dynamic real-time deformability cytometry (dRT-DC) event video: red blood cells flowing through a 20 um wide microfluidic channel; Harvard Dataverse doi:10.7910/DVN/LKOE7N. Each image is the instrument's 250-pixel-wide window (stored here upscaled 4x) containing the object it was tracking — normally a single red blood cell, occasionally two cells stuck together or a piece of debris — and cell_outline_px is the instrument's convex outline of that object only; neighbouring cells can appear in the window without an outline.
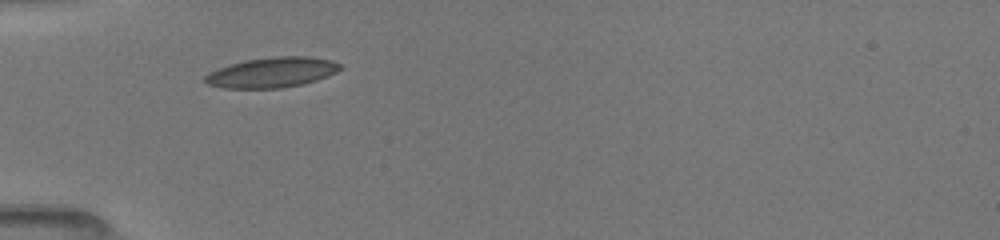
{"species": "common noctule bat (a hibernating species)", "species_latin": "Nyctalus noctula", "temperature_condition": "room temperature", "stored_images_in_passage": 32, "camera_frame_rate_fps": 3000, "um_per_image_px": 0.085, "animal": {"sex": "female", "body_mass_g": 19.5, "forearm_length_mm": 54.1}, "frame": {"image": 1, "passage_image": 1, "time_ms": 0.0, "image_size_px": [1000, 240], "cell_outline_px": [[340, 68], [336, 72], [328, 76], [304, 84], [280, 88], [224, 88], [208, 84], [204, 80], [204, 76], [208, 72], [244, 60], [276, 56], [308, 56], [332, 60], [340, 64]], "centroid_in_image_um": [23.12, 6.15], "position_along_channel_um": 61.9, "area_um2": 23.7}}
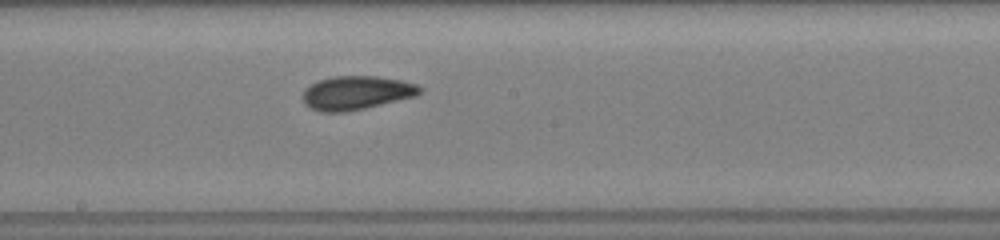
{"frame": {"image": 2, "passage_image": 13, "time_ms": 4.0, "image_size_px": [1000, 240], "cell_outline_px": [[424, 88], [416, 96], [348, 112], [320, 112], [308, 108], [304, 104], [304, 88], [320, 80], [332, 76], [376, 76], [400, 80], [416, 84]], "centroid_in_image_um": [30.28, 7.9], "position_along_channel_um": 217.9, "area_um2": 23.06}}
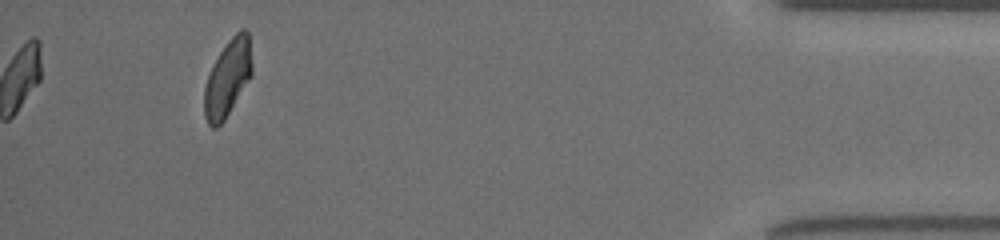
{"frame": {"image": 3, "passage_image": 32, "time_ms": 10.333, "image_size_px": [1000, 240], "cell_outline_px": [[252, 76], [224, 120], [216, 128], [212, 128], [208, 124], [204, 116], [204, 88], [208, 76], [220, 52], [228, 40], [240, 28], [244, 28], [248, 32], [252, 64]], "centroid_in_image_um": [19.36, 6.65], "position_along_channel_um": 415.8, "area_um2": 21.21}, "authors_computed_cell_mechanics": {"area_um2": 22.2819, "velocity_mm_per_s": 4.0352, "shape_relaxation_time_tau1_ms": 4.2018, "shape_relaxation_time_tau2_ms": 1.5938, "deformation_change_tau1": 0.1352, "deformation_change_tau2": 0.0749}}